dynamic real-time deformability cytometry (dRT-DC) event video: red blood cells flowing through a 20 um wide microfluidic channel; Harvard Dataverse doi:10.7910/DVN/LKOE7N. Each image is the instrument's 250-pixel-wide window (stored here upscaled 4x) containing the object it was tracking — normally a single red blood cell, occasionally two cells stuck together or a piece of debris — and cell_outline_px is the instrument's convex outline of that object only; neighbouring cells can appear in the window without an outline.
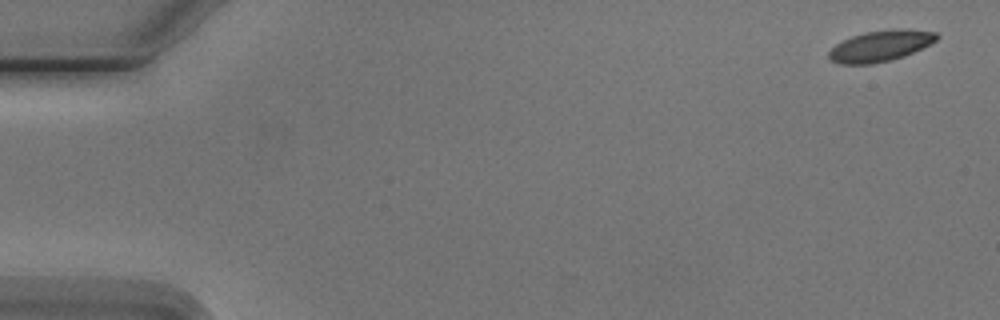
{"species": "Egyptian fruit bat (a non-hibernating species)", "species_latin": "Rousettus aegyptiacus", "temperature_condition": "cold", "stored_images_in_passage": 5, "camera_frame_rate_fps": 3000, "um_per_image_px": 0.085, "animal": {"sex": "male"}, "frame": {"image": 1, "passage_image": 1, "time_ms": 0.0, "image_size_px": [1000, 320], "cell_outline_px": [[940, 36], [936, 40], [904, 56], [872, 64], [840, 64], [832, 60], [828, 56], [828, 52], [836, 44], [852, 36], [864, 32], [900, 28], [908, 28], [936, 32]], "centroid_in_image_um": [74.84, 3.88], "position_along_channel_um": 10.2, "area_um2": 19.31}}
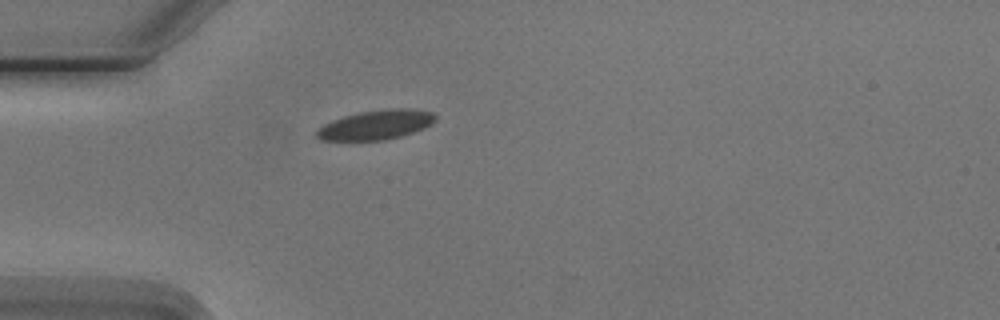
{"frame": {"image": 2, "passage_image": 5, "time_ms": 4.667, "image_size_px": [1000, 320], "cell_outline_px": [[436, 120], [432, 124], [424, 128], [400, 136], [384, 140], [320, 140], [316, 136], [316, 132], [324, 124], [332, 120], [344, 116], [360, 112], [388, 108], [412, 108], [432, 112], [436, 116]], "centroid_in_image_um": [31.99, 10.6], "position_along_channel_um": 53.0, "area_um2": 20.35}}